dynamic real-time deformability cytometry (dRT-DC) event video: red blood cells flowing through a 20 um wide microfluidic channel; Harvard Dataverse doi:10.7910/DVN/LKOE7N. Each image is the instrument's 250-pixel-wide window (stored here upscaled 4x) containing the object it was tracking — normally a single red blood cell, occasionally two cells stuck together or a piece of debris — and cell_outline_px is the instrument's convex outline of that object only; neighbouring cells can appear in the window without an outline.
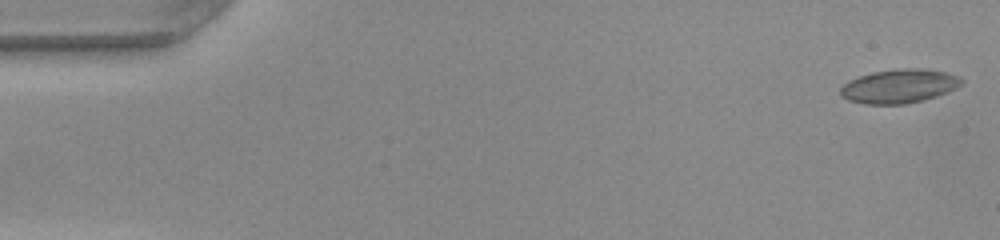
{"species": "common noctule bat (a hibernating species)", "species_latin": "Nyctalus noctula", "temperature_condition": "warm", "stored_images_in_passage": 45, "camera_frame_rate_fps": 3000, "um_per_image_px": 0.085, "animal": {"sex": "female", "body_mass_g": 22.0, "forearm_length_mm": 56.7}, "frame": {"image": 1, "passage_image": 1, "time_ms": 0.0, "image_size_px": [1000, 240], "cell_outline_px": [[964, 80], [956, 88], [948, 92], [924, 100], [904, 104], [864, 104], [848, 100], [840, 96], [840, 88], [848, 80], [872, 72], [896, 68], [924, 68], [948, 72], [960, 76]], "centroid_in_image_um": [76.44, 7.31], "position_along_channel_um": 8.6, "area_um2": 24.22}}
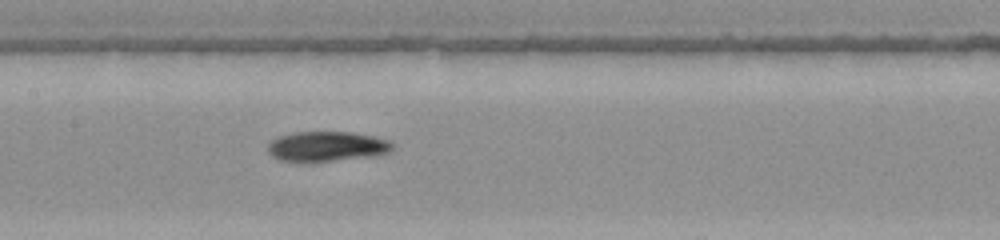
{"frame": {"image": 2, "passage_image": 24, "time_ms": 7.667, "image_size_px": [1000, 240], "cell_outline_px": [[396, 144], [388, 152], [376, 156], [332, 160], [280, 160], [272, 156], [268, 152], [268, 144], [276, 136], [296, 132], [348, 132], [372, 136], [392, 140]], "centroid_in_image_um": [27.82, 12.42], "position_along_channel_um": 179.6, "area_um2": 21.5}}
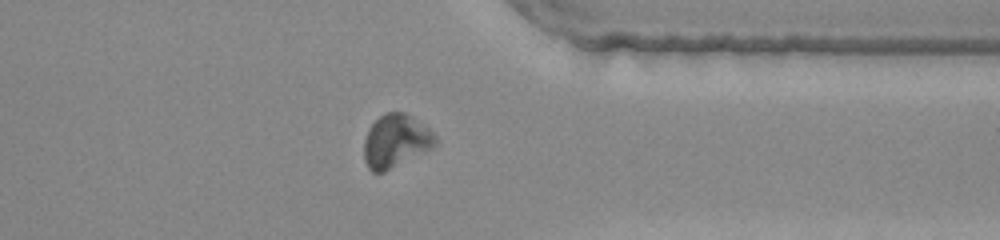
{"frame": {"image": 3, "passage_image": 39, "time_ms": 12.667, "image_size_px": [1000, 240], "cell_outline_px": [[436, 144], [384, 172], [372, 172], [368, 168], [364, 160], [364, 140], [372, 124], [384, 112], [404, 112], [428, 128], [436, 136]], "centroid_in_image_um": [33.59, 11.98], "position_along_channel_um": 377.8, "area_um2": 21.44}, "authors_computed_cell_mechanics": {"area_um2": 21.5016, "velocity_mm_per_s": 4.0906, "shape_relaxation_time_tau1_ms": 2.472, "shape_relaxation_time_tau2_ms": 5.9286, "deformation_change_tau1": 0.0868, "deformation_change_tau2": 0.1732}}